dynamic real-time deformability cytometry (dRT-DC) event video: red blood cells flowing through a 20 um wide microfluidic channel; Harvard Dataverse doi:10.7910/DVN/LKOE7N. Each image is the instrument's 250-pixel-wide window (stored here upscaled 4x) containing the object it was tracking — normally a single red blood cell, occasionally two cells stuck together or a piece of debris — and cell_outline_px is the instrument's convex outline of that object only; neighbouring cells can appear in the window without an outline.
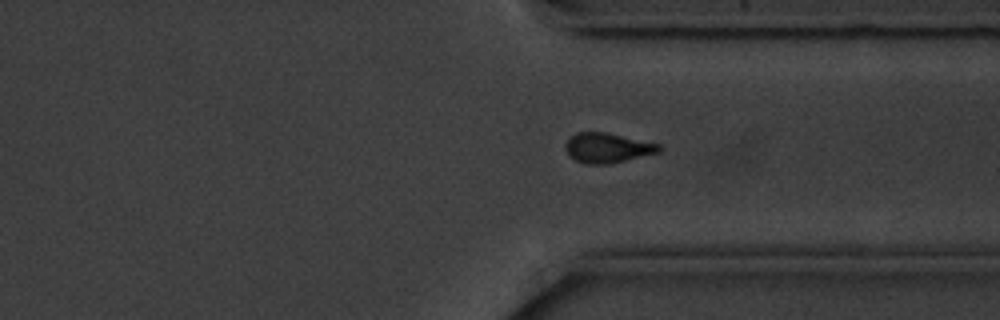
{"species": "common noctule bat (a hibernating species)", "species_latin": "Nyctalus noctula", "temperature_condition": "cold", "stored_images_in_passage": 41, "camera_frame_rate_fps": 3000, "um_per_image_px": 0.085, "animal": {"sex": "male", "body_mass_g": 20.1, "forearm_length_mm": 53.5}, "frame": {"image": 1, "passage_image": 35, "time_ms": 11.333, "image_size_px": [1000, 320], "cell_outline_px": [[664, 148], [660, 152], [608, 164], [584, 164], [576, 160], [564, 148], [564, 144], [576, 132], [604, 132], [660, 144]], "centroid_in_image_um": [51.65, 12.57], "position_along_channel_um": 359.8, "area_um2": 16.13}}